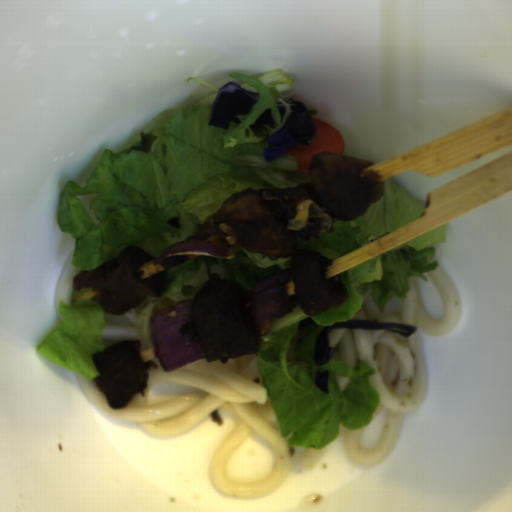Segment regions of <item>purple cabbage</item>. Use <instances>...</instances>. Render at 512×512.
I'll return each instance as SVG.
<instances>
[{
	"label": "purple cabbage",
	"mask_w": 512,
	"mask_h": 512,
	"mask_svg": "<svg viewBox=\"0 0 512 512\" xmlns=\"http://www.w3.org/2000/svg\"><path fill=\"white\" fill-rule=\"evenodd\" d=\"M291 111L285 124L269 137L273 147L263 148L262 154L271 163L283 156L294 144L311 145L316 136L317 126L312 119L309 106L301 100L290 98L285 101Z\"/></svg>",
	"instance_id": "c1f60e8f"
},
{
	"label": "purple cabbage",
	"mask_w": 512,
	"mask_h": 512,
	"mask_svg": "<svg viewBox=\"0 0 512 512\" xmlns=\"http://www.w3.org/2000/svg\"><path fill=\"white\" fill-rule=\"evenodd\" d=\"M260 96L236 82H228L217 91L208 113V127L229 130L231 122L240 125L237 116L249 115Z\"/></svg>",
	"instance_id": "ea28d5fd"
},
{
	"label": "purple cabbage",
	"mask_w": 512,
	"mask_h": 512,
	"mask_svg": "<svg viewBox=\"0 0 512 512\" xmlns=\"http://www.w3.org/2000/svg\"><path fill=\"white\" fill-rule=\"evenodd\" d=\"M332 330H368L386 331L405 337H412L417 333V327L403 322H375L366 320H349L325 326L313 343V357L316 366L324 365L334 356V348L330 347L329 334Z\"/></svg>",
	"instance_id": "f65ffa83"
},
{
	"label": "purple cabbage",
	"mask_w": 512,
	"mask_h": 512,
	"mask_svg": "<svg viewBox=\"0 0 512 512\" xmlns=\"http://www.w3.org/2000/svg\"><path fill=\"white\" fill-rule=\"evenodd\" d=\"M266 126L272 128V129H275V127H276V122L274 120L272 108L263 111L257 117L254 124H251L250 128H254L257 130H264L265 132H267L268 129L266 128Z\"/></svg>",
	"instance_id": "39781b68"
},
{
	"label": "purple cabbage",
	"mask_w": 512,
	"mask_h": 512,
	"mask_svg": "<svg viewBox=\"0 0 512 512\" xmlns=\"http://www.w3.org/2000/svg\"><path fill=\"white\" fill-rule=\"evenodd\" d=\"M314 385L325 393L329 394L328 370L315 371L313 376Z\"/></svg>",
	"instance_id": "9ea6ddef"
},
{
	"label": "purple cabbage",
	"mask_w": 512,
	"mask_h": 512,
	"mask_svg": "<svg viewBox=\"0 0 512 512\" xmlns=\"http://www.w3.org/2000/svg\"><path fill=\"white\" fill-rule=\"evenodd\" d=\"M275 108L277 109V111L279 113V120L282 122L283 118L287 114V110H286L283 102L279 101L278 103H276Z\"/></svg>",
	"instance_id": "8b30caba"
}]
</instances>
